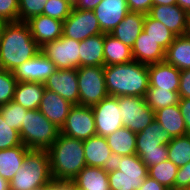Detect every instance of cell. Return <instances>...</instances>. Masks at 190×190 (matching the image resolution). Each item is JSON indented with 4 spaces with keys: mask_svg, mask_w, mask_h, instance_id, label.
<instances>
[{
    "mask_svg": "<svg viewBox=\"0 0 190 190\" xmlns=\"http://www.w3.org/2000/svg\"><path fill=\"white\" fill-rule=\"evenodd\" d=\"M39 51L40 46L32 37L26 22L5 23L0 41V57L5 70L13 72Z\"/></svg>",
    "mask_w": 190,
    "mask_h": 190,
    "instance_id": "1",
    "label": "cell"
},
{
    "mask_svg": "<svg viewBox=\"0 0 190 190\" xmlns=\"http://www.w3.org/2000/svg\"><path fill=\"white\" fill-rule=\"evenodd\" d=\"M104 77L109 96L145 97L149 89L148 65L135 60L104 66Z\"/></svg>",
    "mask_w": 190,
    "mask_h": 190,
    "instance_id": "2",
    "label": "cell"
},
{
    "mask_svg": "<svg viewBox=\"0 0 190 190\" xmlns=\"http://www.w3.org/2000/svg\"><path fill=\"white\" fill-rule=\"evenodd\" d=\"M47 152L54 180L72 181L86 166L83 140L59 133L57 140L47 149Z\"/></svg>",
    "mask_w": 190,
    "mask_h": 190,
    "instance_id": "3",
    "label": "cell"
},
{
    "mask_svg": "<svg viewBox=\"0 0 190 190\" xmlns=\"http://www.w3.org/2000/svg\"><path fill=\"white\" fill-rule=\"evenodd\" d=\"M47 150L30 149L12 180L10 190H35L52 180Z\"/></svg>",
    "mask_w": 190,
    "mask_h": 190,
    "instance_id": "4",
    "label": "cell"
},
{
    "mask_svg": "<svg viewBox=\"0 0 190 190\" xmlns=\"http://www.w3.org/2000/svg\"><path fill=\"white\" fill-rule=\"evenodd\" d=\"M148 176V167L137 154L113 156L108 169L110 190H138Z\"/></svg>",
    "mask_w": 190,
    "mask_h": 190,
    "instance_id": "5",
    "label": "cell"
},
{
    "mask_svg": "<svg viewBox=\"0 0 190 190\" xmlns=\"http://www.w3.org/2000/svg\"><path fill=\"white\" fill-rule=\"evenodd\" d=\"M173 138L154 120L141 132L136 133V154L147 166L168 160L167 145Z\"/></svg>",
    "mask_w": 190,
    "mask_h": 190,
    "instance_id": "6",
    "label": "cell"
},
{
    "mask_svg": "<svg viewBox=\"0 0 190 190\" xmlns=\"http://www.w3.org/2000/svg\"><path fill=\"white\" fill-rule=\"evenodd\" d=\"M60 133L39 110H28L19 134L28 149L47 150L56 140Z\"/></svg>",
    "mask_w": 190,
    "mask_h": 190,
    "instance_id": "7",
    "label": "cell"
},
{
    "mask_svg": "<svg viewBox=\"0 0 190 190\" xmlns=\"http://www.w3.org/2000/svg\"><path fill=\"white\" fill-rule=\"evenodd\" d=\"M79 84V105L92 107L108 97L105 84L104 66L77 68Z\"/></svg>",
    "mask_w": 190,
    "mask_h": 190,
    "instance_id": "8",
    "label": "cell"
},
{
    "mask_svg": "<svg viewBox=\"0 0 190 190\" xmlns=\"http://www.w3.org/2000/svg\"><path fill=\"white\" fill-rule=\"evenodd\" d=\"M118 106L123 126L138 133L155 120L154 111L146 104L144 97L120 96Z\"/></svg>",
    "mask_w": 190,
    "mask_h": 190,
    "instance_id": "9",
    "label": "cell"
},
{
    "mask_svg": "<svg viewBox=\"0 0 190 190\" xmlns=\"http://www.w3.org/2000/svg\"><path fill=\"white\" fill-rule=\"evenodd\" d=\"M40 51L55 64L57 69L80 67V41L62 35L57 40L43 44Z\"/></svg>",
    "mask_w": 190,
    "mask_h": 190,
    "instance_id": "10",
    "label": "cell"
},
{
    "mask_svg": "<svg viewBox=\"0 0 190 190\" xmlns=\"http://www.w3.org/2000/svg\"><path fill=\"white\" fill-rule=\"evenodd\" d=\"M103 34L93 10L73 8L69 16L63 21V36L83 41L88 37Z\"/></svg>",
    "mask_w": 190,
    "mask_h": 190,
    "instance_id": "11",
    "label": "cell"
},
{
    "mask_svg": "<svg viewBox=\"0 0 190 190\" xmlns=\"http://www.w3.org/2000/svg\"><path fill=\"white\" fill-rule=\"evenodd\" d=\"M60 134L79 140L95 136L96 125L92 108L74 104L60 129Z\"/></svg>",
    "mask_w": 190,
    "mask_h": 190,
    "instance_id": "12",
    "label": "cell"
},
{
    "mask_svg": "<svg viewBox=\"0 0 190 190\" xmlns=\"http://www.w3.org/2000/svg\"><path fill=\"white\" fill-rule=\"evenodd\" d=\"M96 125V135L106 137L123 127L118 97L108 96L91 107Z\"/></svg>",
    "mask_w": 190,
    "mask_h": 190,
    "instance_id": "13",
    "label": "cell"
},
{
    "mask_svg": "<svg viewBox=\"0 0 190 190\" xmlns=\"http://www.w3.org/2000/svg\"><path fill=\"white\" fill-rule=\"evenodd\" d=\"M57 70L55 64L39 51L33 58L18 66L13 75L17 82H41Z\"/></svg>",
    "mask_w": 190,
    "mask_h": 190,
    "instance_id": "14",
    "label": "cell"
},
{
    "mask_svg": "<svg viewBox=\"0 0 190 190\" xmlns=\"http://www.w3.org/2000/svg\"><path fill=\"white\" fill-rule=\"evenodd\" d=\"M45 89L57 93L73 105L79 104L77 69H57L44 82Z\"/></svg>",
    "mask_w": 190,
    "mask_h": 190,
    "instance_id": "15",
    "label": "cell"
},
{
    "mask_svg": "<svg viewBox=\"0 0 190 190\" xmlns=\"http://www.w3.org/2000/svg\"><path fill=\"white\" fill-rule=\"evenodd\" d=\"M148 14L176 36L186 35L188 32L189 14L177 4L154 5Z\"/></svg>",
    "mask_w": 190,
    "mask_h": 190,
    "instance_id": "16",
    "label": "cell"
},
{
    "mask_svg": "<svg viewBox=\"0 0 190 190\" xmlns=\"http://www.w3.org/2000/svg\"><path fill=\"white\" fill-rule=\"evenodd\" d=\"M93 11L105 34H110L130 12L126 0H102Z\"/></svg>",
    "mask_w": 190,
    "mask_h": 190,
    "instance_id": "17",
    "label": "cell"
},
{
    "mask_svg": "<svg viewBox=\"0 0 190 190\" xmlns=\"http://www.w3.org/2000/svg\"><path fill=\"white\" fill-rule=\"evenodd\" d=\"M73 104L57 93L45 89L39 111L58 129L64 125Z\"/></svg>",
    "mask_w": 190,
    "mask_h": 190,
    "instance_id": "18",
    "label": "cell"
},
{
    "mask_svg": "<svg viewBox=\"0 0 190 190\" xmlns=\"http://www.w3.org/2000/svg\"><path fill=\"white\" fill-rule=\"evenodd\" d=\"M180 72L181 70L167 63L165 60L149 64V87L178 92Z\"/></svg>",
    "mask_w": 190,
    "mask_h": 190,
    "instance_id": "19",
    "label": "cell"
},
{
    "mask_svg": "<svg viewBox=\"0 0 190 190\" xmlns=\"http://www.w3.org/2000/svg\"><path fill=\"white\" fill-rule=\"evenodd\" d=\"M31 35L41 47L46 42L59 39L63 35V22L45 15L32 17L26 22Z\"/></svg>",
    "mask_w": 190,
    "mask_h": 190,
    "instance_id": "20",
    "label": "cell"
},
{
    "mask_svg": "<svg viewBox=\"0 0 190 190\" xmlns=\"http://www.w3.org/2000/svg\"><path fill=\"white\" fill-rule=\"evenodd\" d=\"M86 166L110 168L113 153L103 136H92L83 140Z\"/></svg>",
    "mask_w": 190,
    "mask_h": 190,
    "instance_id": "21",
    "label": "cell"
},
{
    "mask_svg": "<svg viewBox=\"0 0 190 190\" xmlns=\"http://www.w3.org/2000/svg\"><path fill=\"white\" fill-rule=\"evenodd\" d=\"M131 52L133 60L147 65L165 60V50L144 31L135 40Z\"/></svg>",
    "mask_w": 190,
    "mask_h": 190,
    "instance_id": "22",
    "label": "cell"
},
{
    "mask_svg": "<svg viewBox=\"0 0 190 190\" xmlns=\"http://www.w3.org/2000/svg\"><path fill=\"white\" fill-rule=\"evenodd\" d=\"M145 16L146 14L142 12H129L110 34L132 48L135 40L143 31Z\"/></svg>",
    "mask_w": 190,
    "mask_h": 190,
    "instance_id": "23",
    "label": "cell"
},
{
    "mask_svg": "<svg viewBox=\"0 0 190 190\" xmlns=\"http://www.w3.org/2000/svg\"><path fill=\"white\" fill-rule=\"evenodd\" d=\"M72 182L81 190H110L107 168L85 166Z\"/></svg>",
    "mask_w": 190,
    "mask_h": 190,
    "instance_id": "24",
    "label": "cell"
},
{
    "mask_svg": "<svg viewBox=\"0 0 190 190\" xmlns=\"http://www.w3.org/2000/svg\"><path fill=\"white\" fill-rule=\"evenodd\" d=\"M44 91V83L17 82L13 101L28 110H38Z\"/></svg>",
    "mask_w": 190,
    "mask_h": 190,
    "instance_id": "25",
    "label": "cell"
},
{
    "mask_svg": "<svg viewBox=\"0 0 190 190\" xmlns=\"http://www.w3.org/2000/svg\"><path fill=\"white\" fill-rule=\"evenodd\" d=\"M155 120L172 138L186 135V126L178 104L154 112Z\"/></svg>",
    "mask_w": 190,
    "mask_h": 190,
    "instance_id": "26",
    "label": "cell"
},
{
    "mask_svg": "<svg viewBox=\"0 0 190 190\" xmlns=\"http://www.w3.org/2000/svg\"><path fill=\"white\" fill-rule=\"evenodd\" d=\"M104 66V33L80 41V67Z\"/></svg>",
    "mask_w": 190,
    "mask_h": 190,
    "instance_id": "27",
    "label": "cell"
},
{
    "mask_svg": "<svg viewBox=\"0 0 190 190\" xmlns=\"http://www.w3.org/2000/svg\"><path fill=\"white\" fill-rule=\"evenodd\" d=\"M165 61L179 70L190 69V36H176L165 51Z\"/></svg>",
    "mask_w": 190,
    "mask_h": 190,
    "instance_id": "28",
    "label": "cell"
},
{
    "mask_svg": "<svg viewBox=\"0 0 190 190\" xmlns=\"http://www.w3.org/2000/svg\"><path fill=\"white\" fill-rule=\"evenodd\" d=\"M29 150L24 144L0 150V176L10 182L22 166Z\"/></svg>",
    "mask_w": 190,
    "mask_h": 190,
    "instance_id": "29",
    "label": "cell"
},
{
    "mask_svg": "<svg viewBox=\"0 0 190 190\" xmlns=\"http://www.w3.org/2000/svg\"><path fill=\"white\" fill-rule=\"evenodd\" d=\"M105 138L114 156L136 154V133L130 129L123 126Z\"/></svg>",
    "mask_w": 190,
    "mask_h": 190,
    "instance_id": "30",
    "label": "cell"
},
{
    "mask_svg": "<svg viewBox=\"0 0 190 190\" xmlns=\"http://www.w3.org/2000/svg\"><path fill=\"white\" fill-rule=\"evenodd\" d=\"M133 60L131 48L104 33V66L124 64Z\"/></svg>",
    "mask_w": 190,
    "mask_h": 190,
    "instance_id": "31",
    "label": "cell"
},
{
    "mask_svg": "<svg viewBox=\"0 0 190 190\" xmlns=\"http://www.w3.org/2000/svg\"><path fill=\"white\" fill-rule=\"evenodd\" d=\"M143 31L157 41L158 45H160L165 51L176 38V35L164 24L153 19L149 14H146L145 16Z\"/></svg>",
    "mask_w": 190,
    "mask_h": 190,
    "instance_id": "32",
    "label": "cell"
},
{
    "mask_svg": "<svg viewBox=\"0 0 190 190\" xmlns=\"http://www.w3.org/2000/svg\"><path fill=\"white\" fill-rule=\"evenodd\" d=\"M168 160L178 168L190 162V135L174 137L167 145Z\"/></svg>",
    "mask_w": 190,
    "mask_h": 190,
    "instance_id": "33",
    "label": "cell"
},
{
    "mask_svg": "<svg viewBox=\"0 0 190 190\" xmlns=\"http://www.w3.org/2000/svg\"><path fill=\"white\" fill-rule=\"evenodd\" d=\"M146 104L155 112L159 109L179 103V93L164 89L149 87L145 94Z\"/></svg>",
    "mask_w": 190,
    "mask_h": 190,
    "instance_id": "34",
    "label": "cell"
},
{
    "mask_svg": "<svg viewBox=\"0 0 190 190\" xmlns=\"http://www.w3.org/2000/svg\"><path fill=\"white\" fill-rule=\"evenodd\" d=\"M178 169L179 168L170 160H165L159 164L148 167V176L169 190L174 187Z\"/></svg>",
    "mask_w": 190,
    "mask_h": 190,
    "instance_id": "35",
    "label": "cell"
},
{
    "mask_svg": "<svg viewBox=\"0 0 190 190\" xmlns=\"http://www.w3.org/2000/svg\"><path fill=\"white\" fill-rule=\"evenodd\" d=\"M27 111L28 109L22 107L13 100L0 106V113L3 119L11 125V128L17 131H20V128L24 123Z\"/></svg>",
    "mask_w": 190,
    "mask_h": 190,
    "instance_id": "36",
    "label": "cell"
},
{
    "mask_svg": "<svg viewBox=\"0 0 190 190\" xmlns=\"http://www.w3.org/2000/svg\"><path fill=\"white\" fill-rule=\"evenodd\" d=\"M73 9L70 0H47L43 8L42 15L61 20L62 22L69 16Z\"/></svg>",
    "mask_w": 190,
    "mask_h": 190,
    "instance_id": "37",
    "label": "cell"
},
{
    "mask_svg": "<svg viewBox=\"0 0 190 190\" xmlns=\"http://www.w3.org/2000/svg\"><path fill=\"white\" fill-rule=\"evenodd\" d=\"M22 144L19 131L11 128L0 113V150L13 148Z\"/></svg>",
    "mask_w": 190,
    "mask_h": 190,
    "instance_id": "38",
    "label": "cell"
},
{
    "mask_svg": "<svg viewBox=\"0 0 190 190\" xmlns=\"http://www.w3.org/2000/svg\"><path fill=\"white\" fill-rule=\"evenodd\" d=\"M16 85L17 80L12 71H0V106L13 100Z\"/></svg>",
    "mask_w": 190,
    "mask_h": 190,
    "instance_id": "39",
    "label": "cell"
},
{
    "mask_svg": "<svg viewBox=\"0 0 190 190\" xmlns=\"http://www.w3.org/2000/svg\"><path fill=\"white\" fill-rule=\"evenodd\" d=\"M47 0H19V21L27 22L43 13Z\"/></svg>",
    "mask_w": 190,
    "mask_h": 190,
    "instance_id": "40",
    "label": "cell"
},
{
    "mask_svg": "<svg viewBox=\"0 0 190 190\" xmlns=\"http://www.w3.org/2000/svg\"><path fill=\"white\" fill-rule=\"evenodd\" d=\"M0 21H19V0H0Z\"/></svg>",
    "mask_w": 190,
    "mask_h": 190,
    "instance_id": "41",
    "label": "cell"
},
{
    "mask_svg": "<svg viewBox=\"0 0 190 190\" xmlns=\"http://www.w3.org/2000/svg\"><path fill=\"white\" fill-rule=\"evenodd\" d=\"M174 187L190 188V162L178 169Z\"/></svg>",
    "mask_w": 190,
    "mask_h": 190,
    "instance_id": "42",
    "label": "cell"
},
{
    "mask_svg": "<svg viewBox=\"0 0 190 190\" xmlns=\"http://www.w3.org/2000/svg\"><path fill=\"white\" fill-rule=\"evenodd\" d=\"M179 97L190 98V69L180 72Z\"/></svg>",
    "mask_w": 190,
    "mask_h": 190,
    "instance_id": "43",
    "label": "cell"
},
{
    "mask_svg": "<svg viewBox=\"0 0 190 190\" xmlns=\"http://www.w3.org/2000/svg\"><path fill=\"white\" fill-rule=\"evenodd\" d=\"M130 12H142L148 14L153 6L152 0H126Z\"/></svg>",
    "mask_w": 190,
    "mask_h": 190,
    "instance_id": "44",
    "label": "cell"
},
{
    "mask_svg": "<svg viewBox=\"0 0 190 190\" xmlns=\"http://www.w3.org/2000/svg\"><path fill=\"white\" fill-rule=\"evenodd\" d=\"M178 106L185 121L186 135H190V98H180Z\"/></svg>",
    "mask_w": 190,
    "mask_h": 190,
    "instance_id": "45",
    "label": "cell"
},
{
    "mask_svg": "<svg viewBox=\"0 0 190 190\" xmlns=\"http://www.w3.org/2000/svg\"><path fill=\"white\" fill-rule=\"evenodd\" d=\"M102 0H75L73 8L80 10H94Z\"/></svg>",
    "mask_w": 190,
    "mask_h": 190,
    "instance_id": "46",
    "label": "cell"
},
{
    "mask_svg": "<svg viewBox=\"0 0 190 190\" xmlns=\"http://www.w3.org/2000/svg\"><path fill=\"white\" fill-rule=\"evenodd\" d=\"M138 190H168L162 184L158 183L156 180L147 176L143 182V185Z\"/></svg>",
    "mask_w": 190,
    "mask_h": 190,
    "instance_id": "47",
    "label": "cell"
},
{
    "mask_svg": "<svg viewBox=\"0 0 190 190\" xmlns=\"http://www.w3.org/2000/svg\"><path fill=\"white\" fill-rule=\"evenodd\" d=\"M42 190H64V181L52 179L42 186Z\"/></svg>",
    "mask_w": 190,
    "mask_h": 190,
    "instance_id": "48",
    "label": "cell"
},
{
    "mask_svg": "<svg viewBox=\"0 0 190 190\" xmlns=\"http://www.w3.org/2000/svg\"><path fill=\"white\" fill-rule=\"evenodd\" d=\"M177 5L190 14V0H177Z\"/></svg>",
    "mask_w": 190,
    "mask_h": 190,
    "instance_id": "49",
    "label": "cell"
},
{
    "mask_svg": "<svg viewBox=\"0 0 190 190\" xmlns=\"http://www.w3.org/2000/svg\"><path fill=\"white\" fill-rule=\"evenodd\" d=\"M154 5H174L177 4V0H152Z\"/></svg>",
    "mask_w": 190,
    "mask_h": 190,
    "instance_id": "50",
    "label": "cell"
},
{
    "mask_svg": "<svg viewBox=\"0 0 190 190\" xmlns=\"http://www.w3.org/2000/svg\"><path fill=\"white\" fill-rule=\"evenodd\" d=\"M0 190H10L9 181L0 176Z\"/></svg>",
    "mask_w": 190,
    "mask_h": 190,
    "instance_id": "51",
    "label": "cell"
},
{
    "mask_svg": "<svg viewBox=\"0 0 190 190\" xmlns=\"http://www.w3.org/2000/svg\"><path fill=\"white\" fill-rule=\"evenodd\" d=\"M64 190H81L72 181H64Z\"/></svg>",
    "mask_w": 190,
    "mask_h": 190,
    "instance_id": "52",
    "label": "cell"
},
{
    "mask_svg": "<svg viewBox=\"0 0 190 190\" xmlns=\"http://www.w3.org/2000/svg\"><path fill=\"white\" fill-rule=\"evenodd\" d=\"M4 26H5V22L0 21V41H1V35H2V31H3Z\"/></svg>",
    "mask_w": 190,
    "mask_h": 190,
    "instance_id": "53",
    "label": "cell"
},
{
    "mask_svg": "<svg viewBox=\"0 0 190 190\" xmlns=\"http://www.w3.org/2000/svg\"><path fill=\"white\" fill-rule=\"evenodd\" d=\"M169 190H190V188L173 187L172 189H169Z\"/></svg>",
    "mask_w": 190,
    "mask_h": 190,
    "instance_id": "54",
    "label": "cell"
},
{
    "mask_svg": "<svg viewBox=\"0 0 190 190\" xmlns=\"http://www.w3.org/2000/svg\"><path fill=\"white\" fill-rule=\"evenodd\" d=\"M187 34L190 36V14H189V22H188V32Z\"/></svg>",
    "mask_w": 190,
    "mask_h": 190,
    "instance_id": "55",
    "label": "cell"
},
{
    "mask_svg": "<svg viewBox=\"0 0 190 190\" xmlns=\"http://www.w3.org/2000/svg\"><path fill=\"white\" fill-rule=\"evenodd\" d=\"M5 70L4 67H3V64H2V61H1V57H0V71H3Z\"/></svg>",
    "mask_w": 190,
    "mask_h": 190,
    "instance_id": "56",
    "label": "cell"
}]
</instances>
